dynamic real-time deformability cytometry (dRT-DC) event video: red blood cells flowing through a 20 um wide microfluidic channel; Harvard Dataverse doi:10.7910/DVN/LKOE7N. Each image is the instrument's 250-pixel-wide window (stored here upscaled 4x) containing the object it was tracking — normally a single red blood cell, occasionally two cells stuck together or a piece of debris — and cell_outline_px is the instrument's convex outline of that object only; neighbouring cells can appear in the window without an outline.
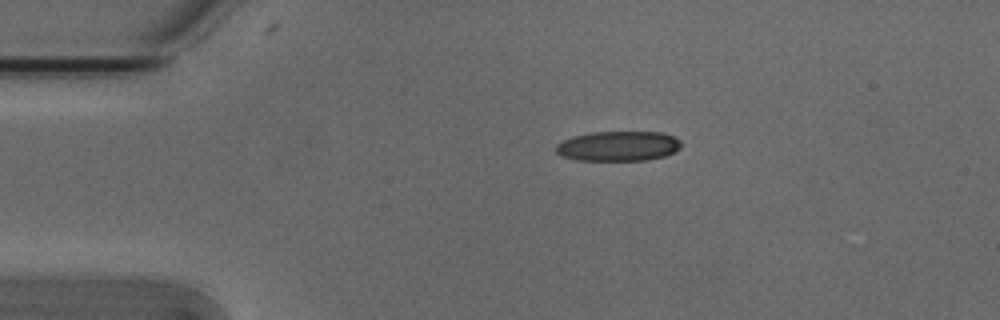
{"species": "Egyptian fruit bat (a non-hibernating species)", "species_latin": "Rousettus aegyptiacus", "temperature_condition": "cold", "stored_images_in_passage": 44, "camera_frame_rate_fps": 3000, "um_per_image_px": 0.085, "animal": {"sex": "male"}, "frame": {"image": 1, "passage_image": 1, "time_ms": 0.0, "image_size_px": [1000, 320], "cell_outline_px": [[680, 148], [676, 152], [664, 156], [644, 160], [576, 160], [560, 156], [556, 152], [556, 144], [572, 136], [592, 132], [664, 132], [680, 140]], "centroid_in_image_um": [52.54, 12.41], "position_along_channel_um": 32.5, "area_um2": 21.91}}
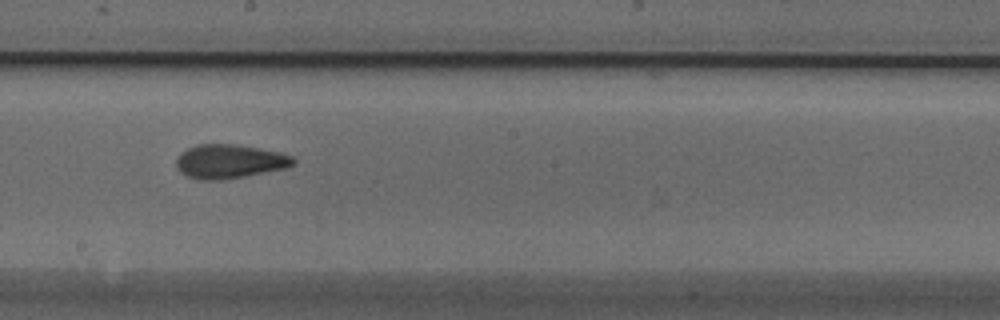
{"frame": {"image": 2, "passage_image": 20, "time_ms": 6.333, "image_size_px": [1000, 320], "cell_outline_px": [[296, 164], [284, 168], [244, 176], [220, 180], [196, 180], [180, 172], [176, 168], [176, 160], [180, 152], [196, 144], [236, 144], [280, 152], [292, 156], [296, 160]], "centroid_in_image_um": [19.48, 13.71], "position_along_channel_um": 228.7, "area_um2": 23.24}}
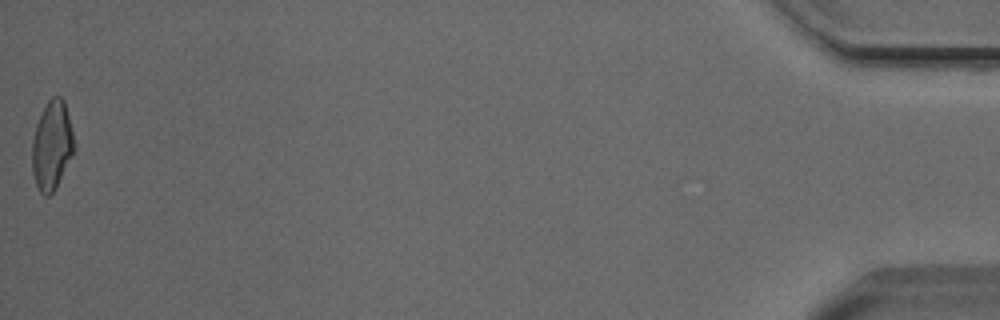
{"frame": {"image": 3, "passage_image": 44, "time_ms": 14.333, "image_size_px": [1000, 320], "cell_outline_px": [[76, 148], [56, 188], [48, 196], [44, 196], [40, 192], [36, 184], [32, 172], [32, 140], [36, 124], [48, 100], [52, 96], [60, 96], [64, 100], [76, 144]], "centroid_in_image_um": [4.42, 12.37], "position_along_channel_um": 430.8, "area_um2": 21.91}, "authors_computed_cell_mechanics": {"area_um2": 22.3686, "velocity_mm_per_s": 3.8154, "shape_relaxation_time_tau1_ms": 8.1529, "shape_relaxation_time_tau2_ms": 1.5385, "deformation_change_tau1": 0.1901, "deformation_change_tau2": 0.079}}